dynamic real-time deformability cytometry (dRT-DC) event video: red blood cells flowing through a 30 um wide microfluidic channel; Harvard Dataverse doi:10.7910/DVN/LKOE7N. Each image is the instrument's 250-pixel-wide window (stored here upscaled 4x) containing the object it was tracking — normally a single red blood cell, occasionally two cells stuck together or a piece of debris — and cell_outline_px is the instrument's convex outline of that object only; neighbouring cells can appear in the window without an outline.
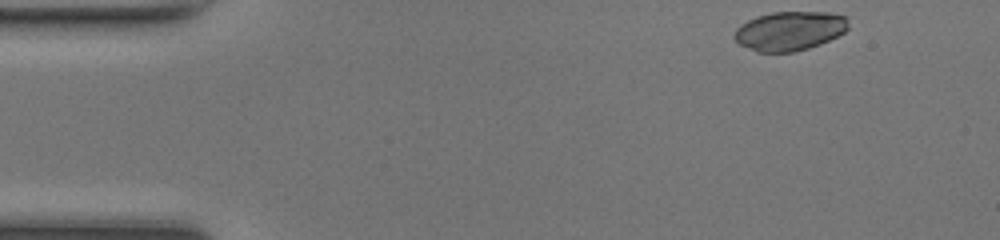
{"species": "common noctule bat (a hibernating species)", "species_latin": "Nyctalus noctula", "temperature_condition": "room temperature", "stored_images_in_passage": 40, "camera_frame_rate_fps": 3000, "um_per_image_px": 0.085, "animal": {"sex": "female", "body_mass_g": 17.0, "forearm_length_mm": 48.0}, "frame": {"image": 1, "passage_image": 1, "time_ms": 0.0, "image_size_px": [1000, 240], "cell_outline_px": [[848, 28], [844, 32], [820, 44], [808, 48], [792, 52], [756, 52], [740, 44], [736, 40], [736, 28], [740, 24], [756, 16], [772, 12], [828, 12], [848, 16]], "centroid_in_image_um": [67.14, 2.61], "position_along_channel_um": 17.9, "area_um2": 25.95}}
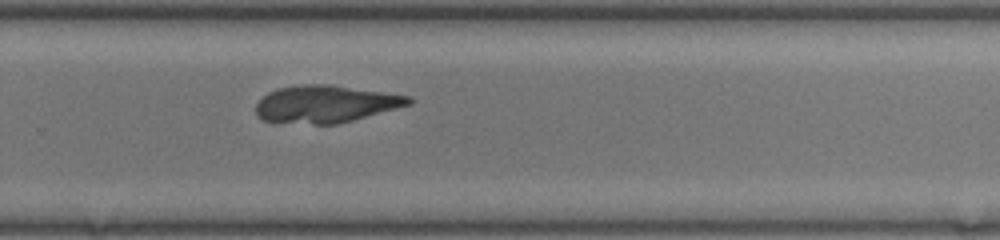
{"frame": {"image": 2, "passage_image": 28, "time_ms": 9.0, "image_size_px": [1000, 240], "cell_outline_px": [[412, 104], [352, 120], [336, 124], [312, 124], [260, 120], [256, 116], [256, 104], [268, 92], [280, 88], [300, 84], [332, 84], [408, 96], [412, 100]], "centroid_in_image_um": [27.65, 8.83], "position_along_channel_um": 302.2, "area_um2": 33.0}}
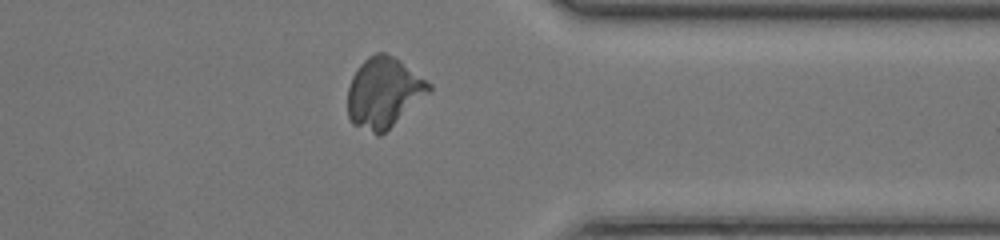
{"frame": {"image": 3, "passage_image": 34, "time_ms": 11.0, "image_size_px": [1000, 240], "cell_outline_px": [[432, 88], [428, 92], [380, 136], [376, 136], [352, 124], [348, 116], [348, 88], [352, 76], [360, 64], [368, 56], [376, 52], [384, 52], [400, 60], [432, 84]], "centroid_in_image_um": [32.57, 7.86], "position_along_channel_um": 378.8, "area_um2": 32.95}}